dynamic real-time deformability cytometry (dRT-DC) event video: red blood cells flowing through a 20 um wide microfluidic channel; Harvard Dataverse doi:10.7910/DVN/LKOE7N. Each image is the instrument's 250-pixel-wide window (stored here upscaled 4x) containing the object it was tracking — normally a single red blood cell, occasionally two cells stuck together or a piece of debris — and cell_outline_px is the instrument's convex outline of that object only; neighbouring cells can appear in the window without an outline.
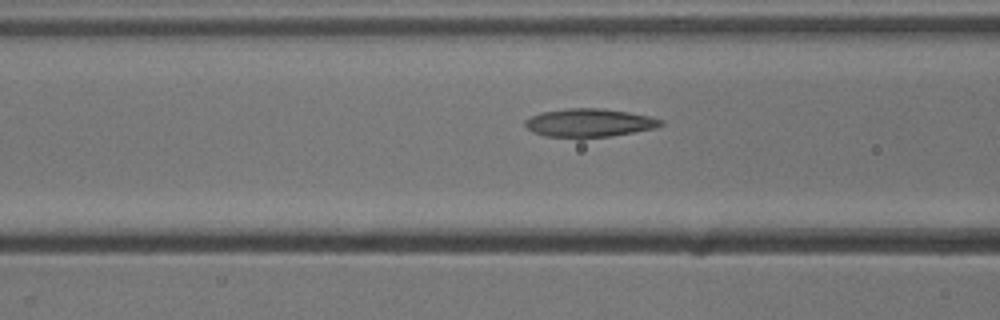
{"species": "common noctule bat (a hibernating species)", "species_latin": "Nyctalus noctula", "temperature_condition": "cold", "stored_images_in_passage": 6, "camera_frame_rate_fps": 3000, "um_per_image_px": 0.085, "animal": {"sex": "male", "body_mass_g": 13.3}, "frame": {"image": 1, "passage_image": 4, "time_ms": 1.0, "image_size_px": [1000, 320], "cell_outline_px": [[664, 124], [652, 128], [632, 132], [608, 136], [544, 136], [532, 132], [524, 124], [524, 120], [540, 112], [568, 108], [604, 108], [652, 116], [664, 120]], "centroid_in_image_um": [50.08, 10.41], "position_along_channel_um": 116.5, "area_um2": 22.02}}